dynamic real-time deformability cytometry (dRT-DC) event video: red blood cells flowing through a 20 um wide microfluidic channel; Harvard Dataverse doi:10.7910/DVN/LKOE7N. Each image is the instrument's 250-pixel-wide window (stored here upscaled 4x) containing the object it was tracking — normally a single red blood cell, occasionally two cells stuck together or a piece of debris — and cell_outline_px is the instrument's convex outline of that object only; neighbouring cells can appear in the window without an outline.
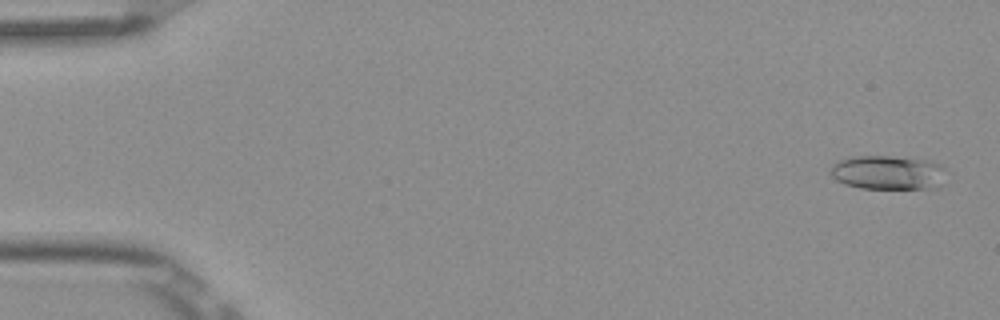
{"species": "Egyptian fruit bat (a non-hibernating species)", "species_latin": "Rousettus aegyptiacus", "temperature_condition": "room temperature", "stored_images_in_passage": 5, "camera_frame_rate_fps": 3000, "um_per_image_px": 0.085, "frame": {"image": 1, "passage_image": 1, "time_ms": 0.0, "image_size_px": [1000, 320], "cell_outline_px": [[944, 168], [940, 188], [860, 188], [844, 184], [836, 180], [828, 172], [832, 164], [836, 160], [852, 156], [892, 156], [932, 160], [940, 164]], "centroid_in_image_um": [75.43, 14.65], "position_along_channel_um": 9.6, "area_um2": 23.29}}
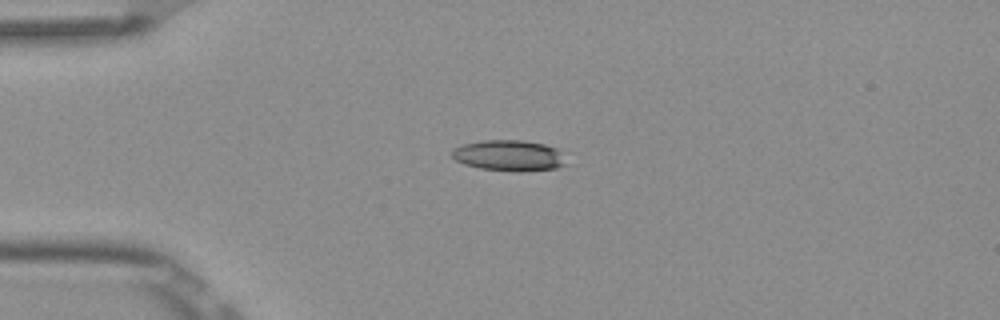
{"frame": {"image": 2, "passage_image": 4, "time_ms": 1.0, "image_size_px": [1000, 320], "cell_outline_px": [[568, 164], [556, 168], [520, 172], [480, 168], [464, 164], [456, 160], [452, 156], [452, 152], [456, 148], [464, 144], [484, 140], [524, 140], [544, 144], [560, 148]], "centroid_in_image_um": [43.35, 13.22], "position_along_channel_um": 41.6, "area_um2": 20.69}}